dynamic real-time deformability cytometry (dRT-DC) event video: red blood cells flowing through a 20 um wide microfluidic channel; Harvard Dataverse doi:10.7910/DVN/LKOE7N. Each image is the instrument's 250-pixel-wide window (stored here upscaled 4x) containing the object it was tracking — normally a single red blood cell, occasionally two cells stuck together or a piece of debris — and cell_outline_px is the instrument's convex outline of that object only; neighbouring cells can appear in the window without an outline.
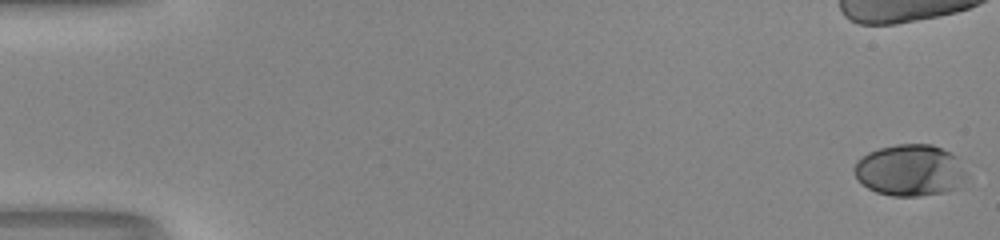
{"species": "human", "species_latin": "Homo sapiens", "temperature_condition": "room temperature", "stored_images_in_passage": 44, "camera_frame_rate_fps": 3000, "um_per_image_px": 0.085, "donor": {"sex": "male"}, "frame": {"image": 1, "passage_image": 1, "time_ms": 0.0, "image_size_px": [1000, 240], "cell_outline_px": [[968, 176], [960, 188], [944, 192], [920, 196], [892, 196], [876, 192], [868, 188], [856, 176], [852, 168], [856, 160], [860, 156], [868, 152], [880, 148], [896, 144], [932, 144], [956, 156]], "centroid_in_image_um": [77.35, 14.48], "position_along_channel_um": 7.7, "area_um2": 33.99}, "authors_computed_cell_mechanics": {"area_um2": 35.1713, "velocity_mm_per_s": 4.1185, "shape_relaxation_time_tau1_ms": 2.9268, "shape_relaxation_time_tau2_ms": 0.0247, "deformation_change_tau1": 0.1902, "deformation_change_tau2": null}}